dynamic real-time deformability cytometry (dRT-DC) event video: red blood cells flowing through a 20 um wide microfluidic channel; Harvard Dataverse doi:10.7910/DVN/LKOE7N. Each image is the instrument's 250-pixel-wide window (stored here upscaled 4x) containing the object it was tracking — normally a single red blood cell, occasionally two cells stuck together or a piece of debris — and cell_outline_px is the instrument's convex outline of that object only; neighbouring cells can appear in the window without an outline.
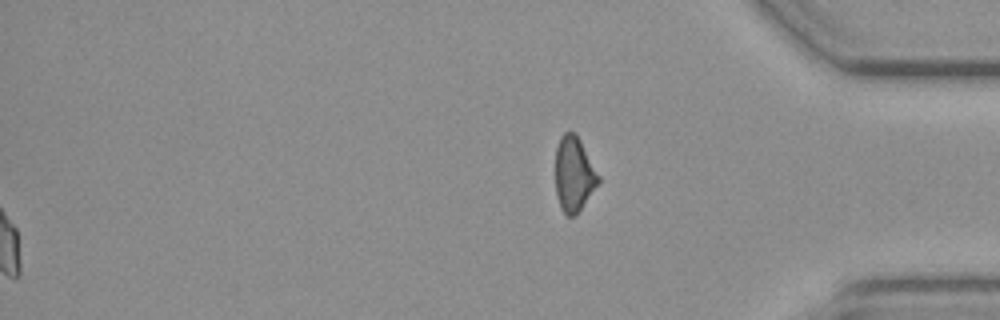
{"species": "common noctule bat (a hibernating species)", "species_latin": "Nyctalus noctula", "temperature_condition": "cold", "stored_images_in_passage": 48, "segment_of_instrument_passage": [2, 2], "camera_frame_rate_fps": 3000, "um_per_image_px": 0.085, "animal": {"sex": "female", "body_mass_g": 19.3, "forearm_length_mm": 54.1}, "frame": {"image": 1, "passage_image": 48, "time_ms": 15.667, "image_size_px": [1000, 320], "cell_outline_px": [[600, 180], [580, 208], [572, 216], [568, 216], [560, 208], [556, 196], [556, 148], [560, 136], [564, 132], [576, 132], [600, 176]], "centroid_in_image_um": [48.76, 14.75], "position_along_channel_um": 386.4, "area_um2": 18.5}}